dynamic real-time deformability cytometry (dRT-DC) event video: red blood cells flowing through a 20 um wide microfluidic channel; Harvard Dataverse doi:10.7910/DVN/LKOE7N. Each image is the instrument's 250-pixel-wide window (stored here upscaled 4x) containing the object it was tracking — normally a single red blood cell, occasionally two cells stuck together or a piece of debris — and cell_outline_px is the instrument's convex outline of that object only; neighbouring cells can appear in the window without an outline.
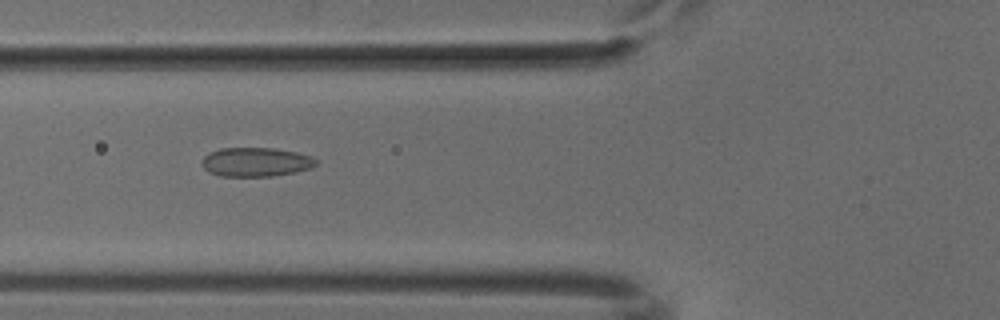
{"species": "common noctule bat (a hibernating species)", "species_latin": "Nyctalus noctula", "temperature_condition": "cold", "stored_images_in_passage": 30, "camera_frame_rate_fps": 3000, "um_per_image_px": 0.085, "animal": {"sex": "male", "body_mass_g": 18.8}, "frame": {"image": 1, "passage_image": 10, "time_ms": 3.0, "image_size_px": [1000, 320], "cell_outline_px": [[316, 164], [312, 168], [296, 172], [272, 176], [220, 176], [208, 172], [204, 168], [204, 156], [208, 152], [220, 148], [272, 148], [296, 152], [312, 156], [316, 160]], "centroid_in_image_um": [21.76, 13.77], "position_along_channel_um": 104.0, "area_um2": 19.31}}
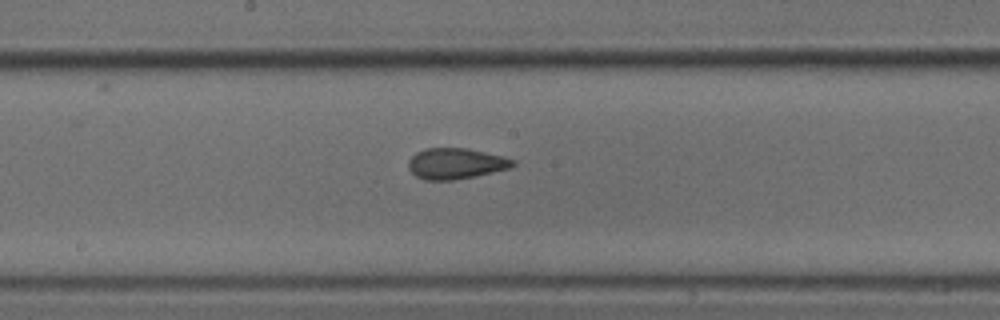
{"frame": {"image": 2, "passage_image": 18, "time_ms": 5.667, "image_size_px": [1000, 320], "cell_outline_px": [[516, 164], [512, 168], [476, 176], [452, 180], [424, 180], [416, 176], [408, 168], [408, 160], [416, 152], [424, 148], [468, 148], [504, 156], [516, 160]], "centroid_in_image_um": [38.77, 13.9], "position_along_channel_um": 209.4, "area_um2": 19.07}}
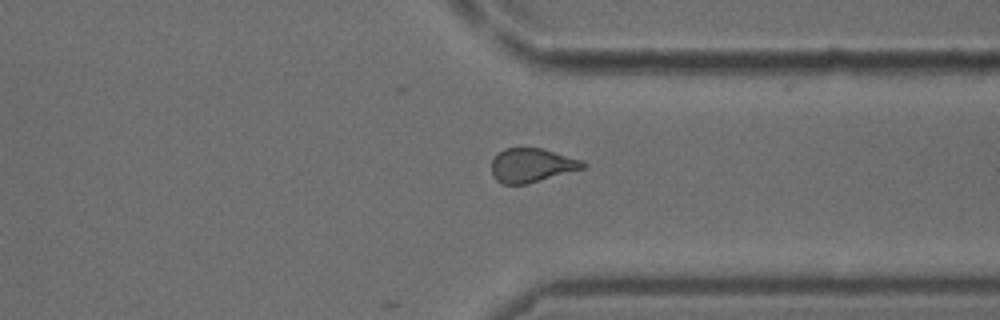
{"frame": {"image": 3, "passage_image": 30, "time_ms": 9.667, "image_size_px": [1000, 320], "cell_outline_px": [[588, 168], [528, 184], [504, 184], [496, 180], [492, 172], [492, 160], [504, 148], [540, 148], [584, 160], [588, 164]], "centroid_in_image_um": [45.28, 14.06], "position_along_channel_um": 366.1, "area_um2": 18.32}}